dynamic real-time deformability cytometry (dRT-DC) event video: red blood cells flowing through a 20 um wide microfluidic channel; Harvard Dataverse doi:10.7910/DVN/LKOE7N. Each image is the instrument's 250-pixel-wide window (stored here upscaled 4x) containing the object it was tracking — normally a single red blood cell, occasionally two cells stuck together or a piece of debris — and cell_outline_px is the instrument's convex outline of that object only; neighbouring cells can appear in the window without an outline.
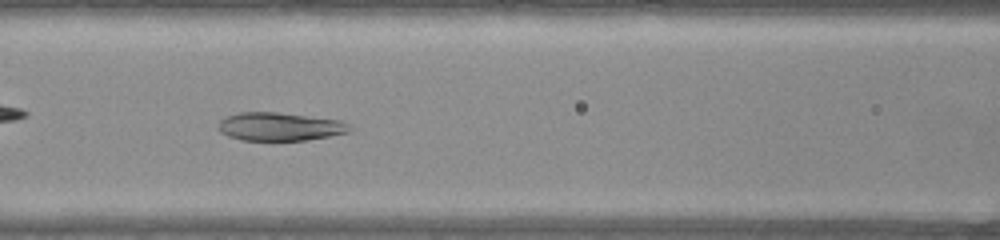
{"species": "common noctule bat (a hibernating species)", "species_latin": "Nyctalus noctula", "temperature_condition": "warm", "stored_images_in_passage": 51, "camera_frame_rate_fps": 3000, "um_per_image_px": 0.085, "animal": {"sex": "female", "body_mass_g": 22.0, "forearm_length_mm": 56.7}, "frame": {"image": 1, "passage_image": 20, "time_ms": 6.333, "image_size_px": [1000, 240], "cell_outline_px": [[352, 128], [348, 132], [308, 140], [240, 140], [228, 136], [220, 132], [216, 128], [220, 120], [228, 116], [240, 112], [276, 112], [340, 120], [348, 124]], "centroid_in_image_um": [23.74, 10.76], "position_along_channel_um": 142.9, "area_um2": 21.56}}
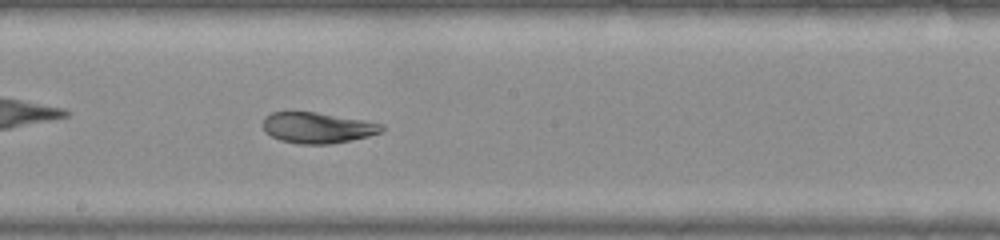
{"frame": {"image": 2, "passage_image": 26, "time_ms": 8.333, "image_size_px": [1000, 240], "cell_outline_px": [[384, 128], [380, 132], [368, 136], [352, 140], [332, 144], [300, 144], [280, 140], [264, 132], [264, 116], [272, 112], [316, 112], [364, 120], [384, 124]], "centroid_in_image_um": [26.99, 10.86], "position_along_channel_um": 221.2, "area_um2": 21.33}}
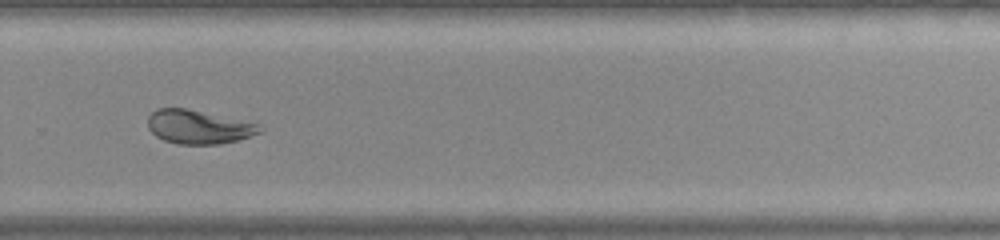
{"frame": {"image": 3, "passage_image": 33, "time_ms": 10.667, "image_size_px": [1000, 240], "cell_outline_px": [[264, 128], [260, 132], [236, 140], [220, 144], [180, 144], [164, 140], [156, 136], [148, 128], [148, 116], [156, 108], [184, 108], [260, 124]], "centroid_in_image_um": [16.85, 10.79], "position_along_channel_um": 313.0, "area_um2": 21.73}, "authors_computed_cell_mechanics": {"area_um2": 25.432, "velocity_mm_per_s": 3.9369, "shape_relaxation_time_tau1_ms": null, "shape_relaxation_time_tau2_ms": 2.2598, "deformation_change_tau1": null, "deformation_change_tau2": 0.0722}}